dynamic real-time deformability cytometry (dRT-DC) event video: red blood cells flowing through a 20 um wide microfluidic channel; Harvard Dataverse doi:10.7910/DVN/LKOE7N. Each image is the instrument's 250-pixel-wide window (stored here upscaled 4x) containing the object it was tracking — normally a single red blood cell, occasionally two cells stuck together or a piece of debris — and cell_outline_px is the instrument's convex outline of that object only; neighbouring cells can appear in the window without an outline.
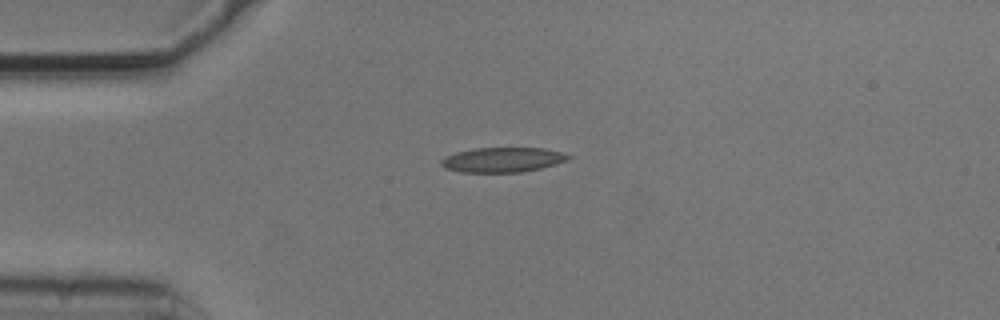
{"species": "common noctule bat (a hibernating species)", "species_latin": "Nyctalus noctula", "temperature_condition": "cold", "stored_images_in_passage": 4, "camera_frame_rate_fps": 3000, "um_per_image_px": 0.085, "animal": {"sex": "male", "body_mass_g": 20.5, "forearm_length_mm": 52.5}, "frame": {"image": 1, "passage_image": 1, "time_ms": 0.0, "image_size_px": [1000, 320], "cell_outline_px": [[572, 156], [556, 164], [540, 168], [520, 172], [460, 172], [444, 168], [440, 164], [440, 160], [444, 156], [456, 152], [476, 148], [544, 148], [560, 152]], "centroid_in_image_um": [42.65, 13.58], "position_along_channel_um": 42.4, "area_um2": 18.26}}
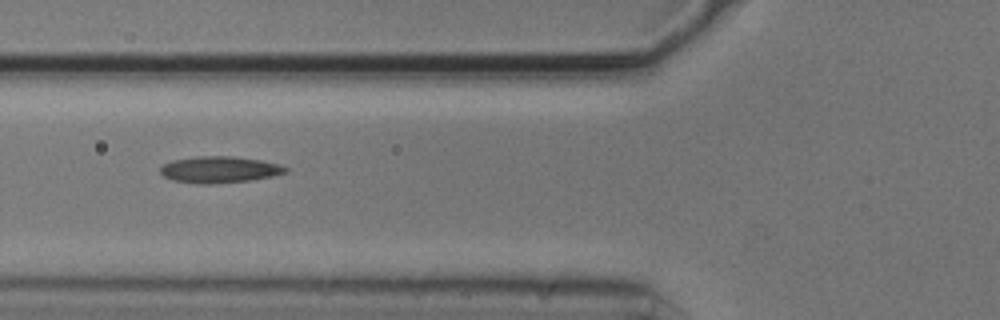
{"frame": {"image": 2, "passage_image": 3, "time_ms": 0.667, "image_size_px": [1000, 320], "cell_outline_px": [[288, 172], [272, 176], [252, 180], [212, 184], [196, 184], [172, 180], [164, 176], [160, 172], [160, 168], [164, 164], [172, 160], [196, 156], [232, 156], [260, 160], [280, 164], [288, 168]], "centroid_in_image_um": [18.65, 14.42], "position_along_channel_um": 107.1, "area_um2": 19.48}}
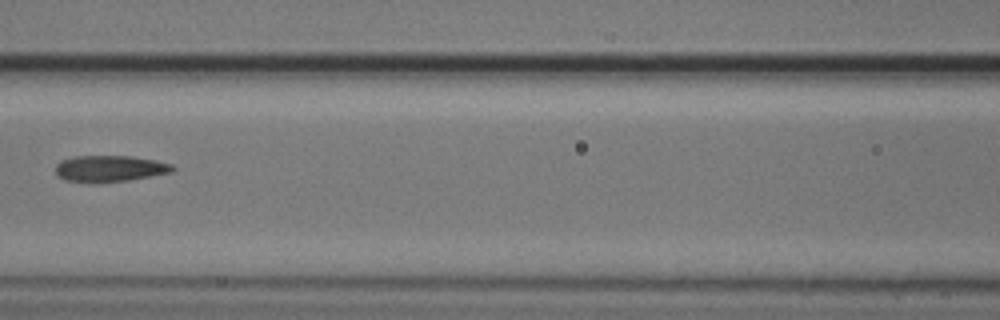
{"frame": {"image": 3, "passage_image": 4, "time_ms": 1.0, "image_size_px": [1000, 320], "cell_outline_px": [[176, 168], [172, 172], [128, 180], [100, 184], [92, 184], [64, 180], [56, 176], [56, 164], [60, 160], [76, 156], [132, 156], [156, 160], [172, 164]], "centroid_in_image_um": [9.29, 14.35], "position_along_channel_um": 157.3, "area_um2": 18.44}}